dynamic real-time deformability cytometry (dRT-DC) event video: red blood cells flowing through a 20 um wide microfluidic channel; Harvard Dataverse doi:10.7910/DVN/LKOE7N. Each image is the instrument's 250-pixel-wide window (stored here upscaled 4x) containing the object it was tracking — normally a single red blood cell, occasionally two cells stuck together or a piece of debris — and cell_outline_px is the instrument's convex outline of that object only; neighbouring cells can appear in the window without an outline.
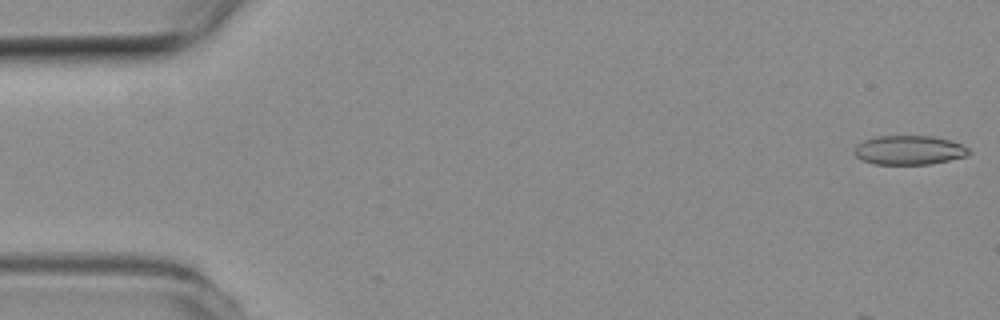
{"species": "common noctule bat (a hibernating species)", "species_latin": "Nyctalus noctula", "temperature_condition": "room temperature", "stored_images_in_passage": 5, "camera_frame_rate_fps": 3000, "um_per_image_px": 0.085, "animal": {"sex": "female", "body_mass_g": 19.3, "forearm_length_mm": 54.1}, "frame": {"image": 1, "passage_image": 1, "time_ms": 0.0, "image_size_px": [1000, 320], "cell_outline_px": [[972, 152], [968, 156], [928, 164], [876, 164], [860, 160], [852, 152], [856, 144], [864, 140], [876, 136], [932, 136], [952, 140], [968, 148]], "centroid_in_image_um": [77.25, 12.75], "position_along_channel_um": 7.7, "area_um2": 19.65}}
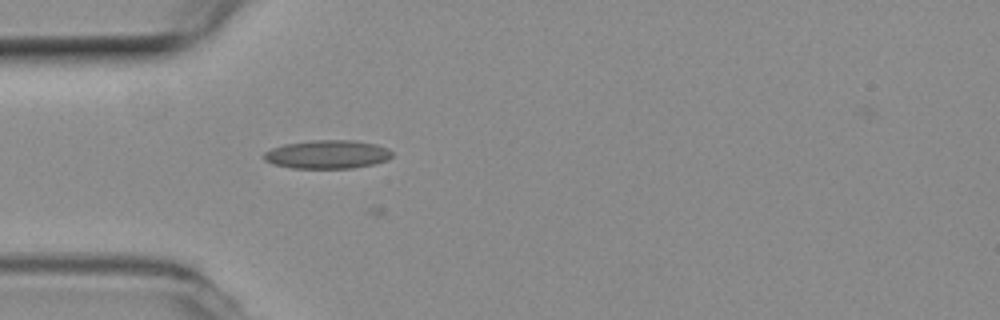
{"frame": {"image": 2, "passage_image": 5, "time_ms": 1.333, "image_size_px": [1000, 320], "cell_outline_px": [[392, 156], [388, 160], [372, 164], [352, 168], [292, 168], [272, 164], [264, 160], [264, 152], [272, 148], [284, 144], [312, 140], [352, 140], [376, 144], [388, 148], [392, 152]], "centroid_in_image_um": [27.82, 13.12], "position_along_channel_um": 57.2, "area_um2": 21.33}}